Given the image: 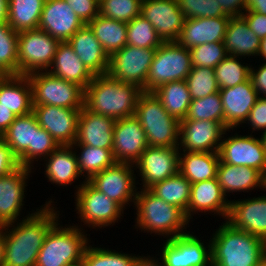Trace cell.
Returning a JSON list of instances; mask_svg holds the SVG:
<instances>
[{"instance_id": "cell-49", "label": "cell", "mask_w": 266, "mask_h": 266, "mask_svg": "<svg viewBox=\"0 0 266 266\" xmlns=\"http://www.w3.org/2000/svg\"><path fill=\"white\" fill-rule=\"evenodd\" d=\"M78 18L88 24L99 15V0H64Z\"/></svg>"}, {"instance_id": "cell-24", "label": "cell", "mask_w": 266, "mask_h": 266, "mask_svg": "<svg viewBox=\"0 0 266 266\" xmlns=\"http://www.w3.org/2000/svg\"><path fill=\"white\" fill-rule=\"evenodd\" d=\"M224 111V127L239 128L243 125L258 98L251 80L219 90Z\"/></svg>"}, {"instance_id": "cell-52", "label": "cell", "mask_w": 266, "mask_h": 266, "mask_svg": "<svg viewBox=\"0 0 266 266\" xmlns=\"http://www.w3.org/2000/svg\"><path fill=\"white\" fill-rule=\"evenodd\" d=\"M241 16L260 40L266 37V15L253 11H245Z\"/></svg>"}, {"instance_id": "cell-5", "label": "cell", "mask_w": 266, "mask_h": 266, "mask_svg": "<svg viewBox=\"0 0 266 266\" xmlns=\"http://www.w3.org/2000/svg\"><path fill=\"white\" fill-rule=\"evenodd\" d=\"M21 166L34 169V162L48 157L59 144L37 121L34 112L17 116L2 135Z\"/></svg>"}, {"instance_id": "cell-38", "label": "cell", "mask_w": 266, "mask_h": 266, "mask_svg": "<svg viewBox=\"0 0 266 266\" xmlns=\"http://www.w3.org/2000/svg\"><path fill=\"white\" fill-rule=\"evenodd\" d=\"M149 190L168 204L181 209L187 218L191 183L180 172L164 181L155 183Z\"/></svg>"}, {"instance_id": "cell-3", "label": "cell", "mask_w": 266, "mask_h": 266, "mask_svg": "<svg viewBox=\"0 0 266 266\" xmlns=\"http://www.w3.org/2000/svg\"><path fill=\"white\" fill-rule=\"evenodd\" d=\"M142 89L113 79L108 73L95 75L85 88L84 106L97 114L115 120L135 114Z\"/></svg>"}, {"instance_id": "cell-61", "label": "cell", "mask_w": 266, "mask_h": 266, "mask_svg": "<svg viewBox=\"0 0 266 266\" xmlns=\"http://www.w3.org/2000/svg\"><path fill=\"white\" fill-rule=\"evenodd\" d=\"M261 190L266 191V170L261 173Z\"/></svg>"}, {"instance_id": "cell-2", "label": "cell", "mask_w": 266, "mask_h": 266, "mask_svg": "<svg viewBox=\"0 0 266 266\" xmlns=\"http://www.w3.org/2000/svg\"><path fill=\"white\" fill-rule=\"evenodd\" d=\"M210 238L212 266H259L266 251L261 237L224 221Z\"/></svg>"}, {"instance_id": "cell-27", "label": "cell", "mask_w": 266, "mask_h": 266, "mask_svg": "<svg viewBox=\"0 0 266 266\" xmlns=\"http://www.w3.org/2000/svg\"><path fill=\"white\" fill-rule=\"evenodd\" d=\"M230 16L185 19L177 42L188 49L212 42H223Z\"/></svg>"}, {"instance_id": "cell-35", "label": "cell", "mask_w": 266, "mask_h": 266, "mask_svg": "<svg viewBox=\"0 0 266 266\" xmlns=\"http://www.w3.org/2000/svg\"><path fill=\"white\" fill-rule=\"evenodd\" d=\"M111 57L127 45V23L98 15L87 24Z\"/></svg>"}, {"instance_id": "cell-1", "label": "cell", "mask_w": 266, "mask_h": 266, "mask_svg": "<svg viewBox=\"0 0 266 266\" xmlns=\"http://www.w3.org/2000/svg\"><path fill=\"white\" fill-rule=\"evenodd\" d=\"M54 203L57 202L46 200L40 209L22 217V221L4 225L3 266H35L47 233L60 219Z\"/></svg>"}, {"instance_id": "cell-14", "label": "cell", "mask_w": 266, "mask_h": 266, "mask_svg": "<svg viewBox=\"0 0 266 266\" xmlns=\"http://www.w3.org/2000/svg\"><path fill=\"white\" fill-rule=\"evenodd\" d=\"M234 129H226L219 148L220 161L236 166L255 168L261 173L266 170V152L261 137L251 133L249 135L227 136L226 132ZM226 135V136H224ZM226 137V138H225Z\"/></svg>"}, {"instance_id": "cell-36", "label": "cell", "mask_w": 266, "mask_h": 266, "mask_svg": "<svg viewBox=\"0 0 266 266\" xmlns=\"http://www.w3.org/2000/svg\"><path fill=\"white\" fill-rule=\"evenodd\" d=\"M152 92L171 116L179 121L186 118L192 98L185 80L165 83Z\"/></svg>"}, {"instance_id": "cell-45", "label": "cell", "mask_w": 266, "mask_h": 266, "mask_svg": "<svg viewBox=\"0 0 266 266\" xmlns=\"http://www.w3.org/2000/svg\"><path fill=\"white\" fill-rule=\"evenodd\" d=\"M185 81L192 100L204 98L220 90L213 68L192 67Z\"/></svg>"}, {"instance_id": "cell-48", "label": "cell", "mask_w": 266, "mask_h": 266, "mask_svg": "<svg viewBox=\"0 0 266 266\" xmlns=\"http://www.w3.org/2000/svg\"><path fill=\"white\" fill-rule=\"evenodd\" d=\"M185 19L227 15L217 0H177Z\"/></svg>"}, {"instance_id": "cell-60", "label": "cell", "mask_w": 266, "mask_h": 266, "mask_svg": "<svg viewBox=\"0 0 266 266\" xmlns=\"http://www.w3.org/2000/svg\"><path fill=\"white\" fill-rule=\"evenodd\" d=\"M257 56L263 58V62L266 63V37L260 41V48Z\"/></svg>"}, {"instance_id": "cell-17", "label": "cell", "mask_w": 266, "mask_h": 266, "mask_svg": "<svg viewBox=\"0 0 266 266\" xmlns=\"http://www.w3.org/2000/svg\"><path fill=\"white\" fill-rule=\"evenodd\" d=\"M225 130L216 121L181 120L178 149L188 152H218Z\"/></svg>"}, {"instance_id": "cell-58", "label": "cell", "mask_w": 266, "mask_h": 266, "mask_svg": "<svg viewBox=\"0 0 266 266\" xmlns=\"http://www.w3.org/2000/svg\"><path fill=\"white\" fill-rule=\"evenodd\" d=\"M8 21V0H0V23Z\"/></svg>"}, {"instance_id": "cell-41", "label": "cell", "mask_w": 266, "mask_h": 266, "mask_svg": "<svg viewBox=\"0 0 266 266\" xmlns=\"http://www.w3.org/2000/svg\"><path fill=\"white\" fill-rule=\"evenodd\" d=\"M18 75V33L0 23V76Z\"/></svg>"}, {"instance_id": "cell-37", "label": "cell", "mask_w": 266, "mask_h": 266, "mask_svg": "<svg viewBox=\"0 0 266 266\" xmlns=\"http://www.w3.org/2000/svg\"><path fill=\"white\" fill-rule=\"evenodd\" d=\"M45 0H8L7 24L17 33L37 29Z\"/></svg>"}, {"instance_id": "cell-59", "label": "cell", "mask_w": 266, "mask_h": 266, "mask_svg": "<svg viewBox=\"0 0 266 266\" xmlns=\"http://www.w3.org/2000/svg\"><path fill=\"white\" fill-rule=\"evenodd\" d=\"M4 246H5L4 226L0 225V266H3L4 263Z\"/></svg>"}, {"instance_id": "cell-54", "label": "cell", "mask_w": 266, "mask_h": 266, "mask_svg": "<svg viewBox=\"0 0 266 266\" xmlns=\"http://www.w3.org/2000/svg\"><path fill=\"white\" fill-rule=\"evenodd\" d=\"M230 17L241 16L246 11V0H217Z\"/></svg>"}, {"instance_id": "cell-53", "label": "cell", "mask_w": 266, "mask_h": 266, "mask_svg": "<svg viewBox=\"0 0 266 266\" xmlns=\"http://www.w3.org/2000/svg\"><path fill=\"white\" fill-rule=\"evenodd\" d=\"M253 67H250V80L252 86L257 91L258 97H266V63Z\"/></svg>"}, {"instance_id": "cell-18", "label": "cell", "mask_w": 266, "mask_h": 266, "mask_svg": "<svg viewBox=\"0 0 266 266\" xmlns=\"http://www.w3.org/2000/svg\"><path fill=\"white\" fill-rule=\"evenodd\" d=\"M31 168L19 166L7 175L0 176V225H7L20 220L25 205L27 183Z\"/></svg>"}, {"instance_id": "cell-23", "label": "cell", "mask_w": 266, "mask_h": 266, "mask_svg": "<svg viewBox=\"0 0 266 266\" xmlns=\"http://www.w3.org/2000/svg\"><path fill=\"white\" fill-rule=\"evenodd\" d=\"M84 25L64 0H45L38 28L53 38L68 41Z\"/></svg>"}, {"instance_id": "cell-12", "label": "cell", "mask_w": 266, "mask_h": 266, "mask_svg": "<svg viewBox=\"0 0 266 266\" xmlns=\"http://www.w3.org/2000/svg\"><path fill=\"white\" fill-rule=\"evenodd\" d=\"M134 172V164L116 162L111 167L93 175L88 182L125 210L128 205L135 203L138 190L136 185L140 184Z\"/></svg>"}, {"instance_id": "cell-44", "label": "cell", "mask_w": 266, "mask_h": 266, "mask_svg": "<svg viewBox=\"0 0 266 266\" xmlns=\"http://www.w3.org/2000/svg\"><path fill=\"white\" fill-rule=\"evenodd\" d=\"M183 120L216 121L224 126V111L219 92L204 98L193 99L186 118Z\"/></svg>"}, {"instance_id": "cell-19", "label": "cell", "mask_w": 266, "mask_h": 266, "mask_svg": "<svg viewBox=\"0 0 266 266\" xmlns=\"http://www.w3.org/2000/svg\"><path fill=\"white\" fill-rule=\"evenodd\" d=\"M81 109L52 105H33L39 126L45 129L59 145H72L76 141Z\"/></svg>"}, {"instance_id": "cell-13", "label": "cell", "mask_w": 266, "mask_h": 266, "mask_svg": "<svg viewBox=\"0 0 266 266\" xmlns=\"http://www.w3.org/2000/svg\"><path fill=\"white\" fill-rule=\"evenodd\" d=\"M157 48L125 45L110 57L108 74L145 91L146 79Z\"/></svg>"}, {"instance_id": "cell-7", "label": "cell", "mask_w": 266, "mask_h": 266, "mask_svg": "<svg viewBox=\"0 0 266 266\" xmlns=\"http://www.w3.org/2000/svg\"><path fill=\"white\" fill-rule=\"evenodd\" d=\"M134 116L143 127L149 146L178 148L180 121L166 111L153 92L141 93Z\"/></svg>"}, {"instance_id": "cell-46", "label": "cell", "mask_w": 266, "mask_h": 266, "mask_svg": "<svg viewBox=\"0 0 266 266\" xmlns=\"http://www.w3.org/2000/svg\"><path fill=\"white\" fill-rule=\"evenodd\" d=\"M141 3L142 0H99V14L127 23L141 14Z\"/></svg>"}, {"instance_id": "cell-10", "label": "cell", "mask_w": 266, "mask_h": 266, "mask_svg": "<svg viewBox=\"0 0 266 266\" xmlns=\"http://www.w3.org/2000/svg\"><path fill=\"white\" fill-rule=\"evenodd\" d=\"M32 86L33 105H52L70 109L84 107L85 90L48 71L27 75Z\"/></svg>"}, {"instance_id": "cell-50", "label": "cell", "mask_w": 266, "mask_h": 266, "mask_svg": "<svg viewBox=\"0 0 266 266\" xmlns=\"http://www.w3.org/2000/svg\"><path fill=\"white\" fill-rule=\"evenodd\" d=\"M251 126L248 129H252V133L255 131H261V133L266 131V97H258L255 105L250 110L247 120L244 124Z\"/></svg>"}, {"instance_id": "cell-33", "label": "cell", "mask_w": 266, "mask_h": 266, "mask_svg": "<svg viewBox=\"0 0 266 266\" xmlns=\"http://www.w3.org/2000/svg\"><path fill=\"white\" fill-rule=\"evenodd\" d=\"M216 178L224 195L249 192L261 188V172L255 168L236 166L219 161Z\"/></svg>"}, {"instance_id": "cell-63", "label": "cell", "mask_w": 266, "mask_h": 266, "mask_svg": "<svg viewBox=\"0 0 266 266\" xmlns=\"http://www.w3.org/2000/svg\"><path fill=\"white\" fill-rule=\"evenodd\" d=\"M262 264L266 266V251L264 252L263 258H262Z\"/></svg>"}, {"instance_id": "cell-29", "label": "cell", "mask_w": 266, "mask_h": 266, "mask_svg": "<svg viewBox=\"0 0 266 266\" xmlns=\"http://www.w3.org/2000/svg\"><path fill=\"white\" fill-rule=\"evenodd\" d=\"M45 161V162H44ZM44 176L47 182L59 186L72 185L81 174L78 168L76 152L71 145H59L43 160Z\"/></svg>"}, {"instance_id": "cell-65", "label": "cell", "mask_w": 266, "mask_h": 266, "mask_svg": "<svg viewBox=\"0 0 266 266\" xmlns=\"http://www.w3.org/2000/svg\"><path fill=\"white\" fill-rule=\"evenodd\" d=\"M3 140V138H2V134H0V141H2Z\"/></svg>"}, {"instance_id": "cell-47", "label": "cell", "mask_w": 266, "mask_h": 266, "mask_svg": "<svg viewBox=\"0 0 266 266\" xmlns=\"http://www.w3.org/2000/svg\"><path fill=\"white\" fill-rule=\"evenodd\" d=\"M189 51L192 67H209L214 69L228 56L223 42L204 43L189 49Z\"/></svg>"}, {"instance_id": "cell-31", "label": "cell", "mask_w": 266, "mask_h": 266, "mask_svg": "<svg viewBox=\"0 0 266 266\" xmlns=\"http://www.w3.org/2000/svg\"><path fill=\"white\" fill-rule=\"evenodd\" d=\"M48 72L68 82L75 83L84 90L94 78V75L78 58L67 41L58 44Z\"/></svg>"}, {"instance_id": "cell-4", "label": "cell", "mask_w": 266, "mask_h": 266, "mask_svg": "<svg viewBox=\"0 0 266 266\" xmlns=\"http://www.w3.org/2000/svg\"><path fill=\"white\" fill-rule=\"evenodd\" d=\"M135 228L141 232L164 236L171 239L186 234L190 221L178 207L168 204L154 195L149 189L137 191Z\"/></svg>"}, {"instance_id": "cell-64", "label": "cell", "mask_w": 266, "mask_h": 266, "mask_svg": "<svg viewBox=\"0 0 266 266\" xmlns=\"http://www.w3.org/2000/svg\"><path fill=\"white\" fill-rule=\"evenodd\" d=\"M68 266H83V265H82V263H75V264L68 265Z\"/></svg>"}, {"instance_id": "cell-34", "label": "cell", "mask_w": 266, "mask_h": 266, "mask_svg": "<svg viewBox=\"0 0 266 266\" xmlns=\"http://www.w3.org/2000/svg\"><path fill=\"white\" fill-rule=\"evenodd\" d=\"M218 152L179 151V172L191 183L216 178Z\"/></svg>"}, {"instance_id": "cell-30", "label": "cell", "mask_w": 266, "mask_h": 266, "mask_svg": "<svg viewBox=\"0 0 266 266\" xmlns=\"http://www.w3.org/2000/svg\"><path fill=\"white\" fill-rule=\"evenodd\" d=\"M0 105L16 116L33 111L32 86L27 75L0 76Z\"/></svg>"}, {"instance_id": "cell-51", "label": "cell", "mask_w": 266, "mask_h": 266, "mask_svg": "<svg viewBox=\"0 0 266 266\" xmlns=\"http://www.w3.org/2000/svg\"><path fill=\"white\" fill-rule=\"evenodd\" d=\"M19 166L18 158L11 148L3 140L0 141V176L9 174Z\"/></svg>"}, {"instance_id": "cell-56", "label": "cell", "mask_w": 266, "mask_h": 266, "mask_svg": "<svg viewBox=\"0 0 266 266\" xmlns=\"http://www.w3.org/2000/svg\"><path fill=\"white\" fill-rule=\"evenodd\" d=\"M156 258V256L154 258V256L150 257L148 254L147 256H139L138 254L133 266H164L161 258Z\"/></svg>"}, {"instance_id": "cell-55", "label": "cell", "mask_w": 266, "mask_h": 266, "mask_svg": "<svg viewBox=\"0 0 266 266\" xmlns=\"http://www.w3.org/2000/svg\"><path fill=\"white\" fill-rule=\"evenodd\" d=\"M16 117L10 109L0 105V134L3 135Z\"/></svg>"}, {"instance_id": "cell-57", "label": "cell", "mask_w": 266, "mask_h": 266, "mask_svg": "<svg viewBox=\"0 0 266 266\" xmlns=\"http://www.w3.org/2000/svg\"><path fill=\"white\" fill-rule=\"evenodd\" d=\"M246 11L266 15V0H246Z\"/></svg>"}, {"instance_id": "cell-6", "label": "cell", "mask_w": 266, "mask_h": 266, "mask_svg": "<svg viewBox=\"0 0 266 266\" xmlns=\"http://www.w3.org/2000/svg\"><path fill=\"white\" fill-rule=\"evenodd\" d=\"M72 224H66L63 228L58 221L49 230L35 266H68L82 262L84 251L91 240L82 225Z\"/></svg>"}, {"instance_id": "cell-25", "label": "cell", "mask_w": 266, "mask_h": 266, "mask_svg": "<svg viewBox=\"0 0 266 266\" xmlns=\"http://www.w3.org/2000/svg\"><path fill=\"white\" fill-rule=\"evenodd\" d=\"M226 198L217 178L191 184L187 219L190 221L198 212L204 213V215L207 212L222 216L226 220L230 205V200Z\"/></svg>"}, {"instance_id": "cell-28", "label": "cell", "mask_w": 266, "mask_h": 266, "mask_svg": "<svg viewBox=\"0 0 266 266\" xmlns=\"http://www.w3.org/2000/svg\"><path fill=\"white\" fill-rule=\"evenodd\" d=\"M67 42L94 76L108 73L110 57L87 24Z\"/></svg>"}, {"instance_id": "cell-43", "label": "cell", "mask_w": 266, "mask_h": 266, "mask_svg": "<svg viewBox=\"0 0 266 266\" xmlns=\"http://www.w3.org/2000/svg\"><path fill=\"white\" fill-rule=\"evenodd\" d=\"M162 43L153 25L141 14L127 22V45L158 48Z\"/></svg>"}, {"instance_id": "cell-15", "label": "cell", "mask_w": 266, "mask_h": 266, "mask_svg": "<svg viewBox=\"0 0 266 266\" xmlns=\"http://www.w3.org/2000/svg\"><path fill=\"white\" fill-rule=\"evenodd\" d=\"M203 242L193 232L166 239L159 257L164 266H212L211 242Z\"/></svg>"}, {"instance_id": "cell-39", "label": "cell", "mask_w": 266, "mask_h": 266, "mask_svg": "<svg viewBox=\"0 0 266 266\" xmlns=\"http://www.w3.org/2000/svg\"><path fill=\"white\" fill-rule=\"evenodd\" d=\"M71 146L76 152L79 172L86 181L116 163L112 150L85 144H72ZM77 150L80 151L79 154Z\"/></svg>"}, {"instance_id": "cell-9", "label": "cell", "mask_w": 266, "mask_h": 266, "mask_svg": "<svg viewBox=\"0 0 266 266\" xmlns=\"http://www.w3.org/2000/svg\"><path fill=\"white\" fill-rule=\"evenodd\" d=\"M192 69L188 48L177 41L163 42L156 50L146 79L145 92L172 81L186 80Z\"/></svg>"}, {"instance_id": "cell-26", "label": "cell", "mask_w": 266, "mask_h": 266, "mask_svg": "<svg viewBox=\"0 0 266 266\" xmlns=\"http://www.w3.org/2000/svg\"><path fill=\"white\" fill-rule=\"evenodd\" d=\"M115 119L94 113L85 106L78 118L76 141L92 147L112 150Z\"/></svg>"}, {"instance_id": "cell-32", "label": "cell", "mask_w": 266, "mask_h": 266, "mask_svg": "<svg viewBox=\"0 0 266 266\" xmlns=\"http://www.w3.org/2000/svg\"><path fill=\"white\" fill-rule=\"evenodd\" d=\"M260 41L242 16L230 17L223 40L228 55L244 59L256 57Z\"/></svg>"}, {"instance_id": "cell-62", "label": "cell", "mask_w": 266, "mask_h": 266, "mask_svg": "<svg viewBox=\"0 0 266 266\" xmlns=\"http://www.w3.org/2000/svg\"><path fill=\"white\" fill-rule=\"evenodd\" d=\"M262 141H263V145H264V149L266 152V131L262 133V135H260Z\"/></svg>"}, {"instance_id": "cell-16", "label": "cell", "mask_w": 266, "mask_h": 266, "mask_svg": "<svg viewBox=\"0 0 266 266\" xmlns=\"http://www.w3.org/2000/svg\"><path fill=\"white\" fill-rule=\"evenodd\" d=\"M142 185L138 189H149L155 183L179 172V149L173 147L148 146L134 164ZM138 169V170H137Z\"/></svg>"}, {"instance_id": "cell-42", "label": "cell", "mask_w": 266, "mask_h": 266, "mask_svg": "<svg viewBox=\"0 0 266 266\" xmlns=\"http://www.w3.org/2000/svg\"><path fill=\"white\" fill-rule=\"evenodd\" d=\"M93 246L89 243L86 247L81 262L83 266H133L137 257L132 253L126 254L122 251Z\"/></svg>"}, {"instance_id": "cell-22", "label": "cell", "mask_w": 266, "mask_h": 266, "mask_svg": "<svg viewBox=\"0 0 266 266\" xmlns=\"http://www.w3.org/2000/svg\"><path fill=\"white\" fill-rule=\"evenodd\" d=\"M225 221L236 229L256 235L266 241V194L230 200Z\"/></svg>"}, {"instance_id": "cell-20", "label": "cell", "mask_w": 266, "mask_h": 266, "mask_svg": "<svg viewBox=\"0 0 266 266\" xmlns=\"http://www.w3.org/2000/svg\"><path fill=\"white\" fill-rule=\"evenodd\" d=\"M148 146L145 131L134 115L115 121L112 151L116 162L135 164Z\"/></svg>"}, {"instance_id": "cell-21", "label": "cell", "mask_w": 266, "mask_h": 266, "mask_svg": "<svg viewBox=\"0 0 266 266\" xmlns=\"http://www.w3.org/2000/svg\"><path fill=\"white\" fill-rule=\"evenodd\" d=\"M141 15L153 25L163 42L178 40L185 17L177 0H142Z\"/></svg>"}, {"instance_id": "cell-8", "label": "cell", "mask_w": 266, "mask_h": 266, "mask_svg": "<svg viewBox=\"0 0 266 266\" xmlns=\"http://www.w3.org/2000/svg\"><path fill=\"white\" fill-rule=\"evenodd\" d=\"M75 211L83 225L89 228H106L118 223L124 214V209L104 193L98 191L85 179L76 185Z\"/></svg>"}, {"instance_id": "cell-40", "label": "cell", "mask_w": 266, "mask_h": 266, "mask_svg": "<svg viewBox=\"0 0 266 266\" xmlns=\"http://www.w3.org/2000/svg\"><path fill=\"white\" fill-rule=\"evenodd\" d=\"M239 60L242 61V58L228 55L214 68L215 78L220 89L233 87L249 80L251 65Z\"/></svg>"}, {"instance_id": "cell-11", "label": "cell", "mask_w": 266, "mask_h": 266, "mask_svg": "<svg viewBox=\"0 0 266 266\" xmlns=\"http://www.w3.org/2000/svg\"><path fill=\"white\" fill-rule=\"evenodd\" d=\"M60 41L39 28L18 33V75L48 71Z\"/></svg>"}]
</instances>
